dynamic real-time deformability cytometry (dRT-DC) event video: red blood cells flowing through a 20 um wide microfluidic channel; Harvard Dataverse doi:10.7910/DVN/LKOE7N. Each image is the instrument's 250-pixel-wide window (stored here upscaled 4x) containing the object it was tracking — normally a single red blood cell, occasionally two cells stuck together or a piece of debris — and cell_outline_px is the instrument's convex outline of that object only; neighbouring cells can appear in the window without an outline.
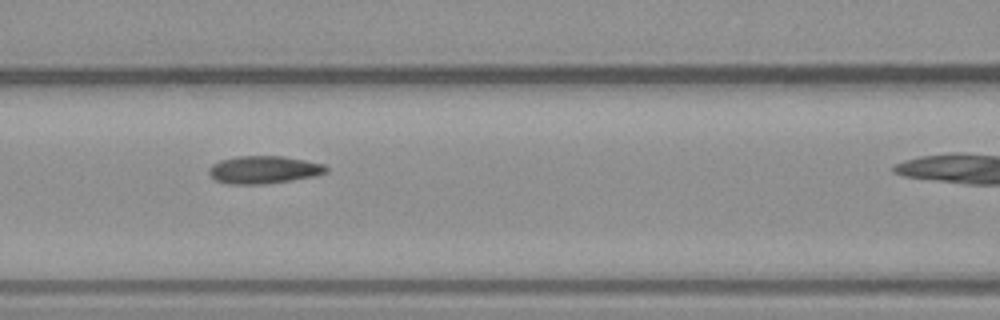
{"species": "common noctule bat (a hibernating species)", "species_latin": "Nyctalus noctula", "temperature_condition": "warm", "stored_images_in_passage": 5, "camera_frame_rate_fps": 3000, "um_per_image_px": 0.085, "animal": {"sex": "male", "body_mass_g": 23.1, "forearm_length_mm": 52.7}, "frame": {"image": 1, "passage_image": 4, "time_ms": 4.333, "image_size_px": [1000, 320], "cell_outline_px": [[328, 172], [316, 176], [264, 184], [228, 184], [216, 180], [208, 172], [208, 168], [212, 164], [220, 160], [236, 156], [284, 156], [324, 164], [328, 168]], "centroid_in_image_um": [22.42, 14.42], "position_along_channel_um": 144.2, "area_um2": 18.96}}